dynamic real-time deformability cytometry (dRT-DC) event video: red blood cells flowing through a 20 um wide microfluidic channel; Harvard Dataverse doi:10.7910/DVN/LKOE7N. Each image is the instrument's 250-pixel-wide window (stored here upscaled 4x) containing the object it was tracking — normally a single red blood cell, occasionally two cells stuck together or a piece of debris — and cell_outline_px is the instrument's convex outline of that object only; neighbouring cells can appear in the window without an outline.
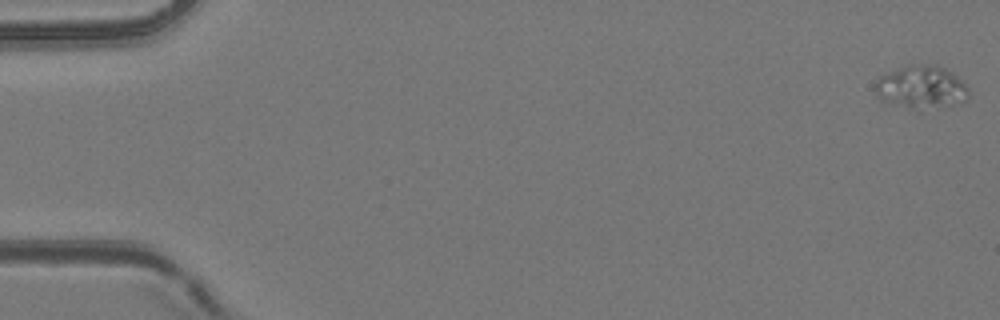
{"species": "common noctule bat (a hibernating species)", "species_latin": "Nyctalus noctula", "temperature_condition": "room temperature", "stored_images_in_passage": 29, "camera_frame_rate_fps": 3000, "um_per_image_px": 0.085, "animal": {"sex": "female", "body_mass_g": 24.6, "forearm_length_mm": 56.2}, "frame": {"image": 1, "passage_image": 1, "time_ms": 0.0, "image_size_px": [1000, 320], "cell_outline_px": [[968, 100], [952, 104], [912, 108], [888, 104], [880, 100], [876, 96], [876, 80], [880, 76], [888, 72], [908, 64], [936, 64], [952, 72], [968, 88]], "centroid_in_image_um": [78.26, 7.37], "position_along_channel_um": 6.7, "area_um2": 23.12}}
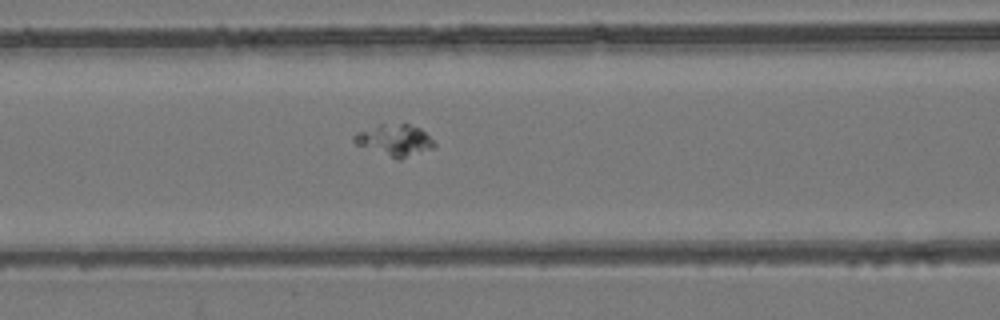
{"frame": {"image": 2, "passage_image": 25, "time_ms": 8.0, "image_size_px": [1000, 320], "cell_outline_px": [[436, 144], [432, 148], [400, 160], [356, 144], [352, 140], [352, 136], [356, 132], [380, 124], [408, 124], [420, 128]], "centroid_in_image_um": [33.52, 11.9], "position_along_channel_um": 133.1, "area_um2": 14.45}}
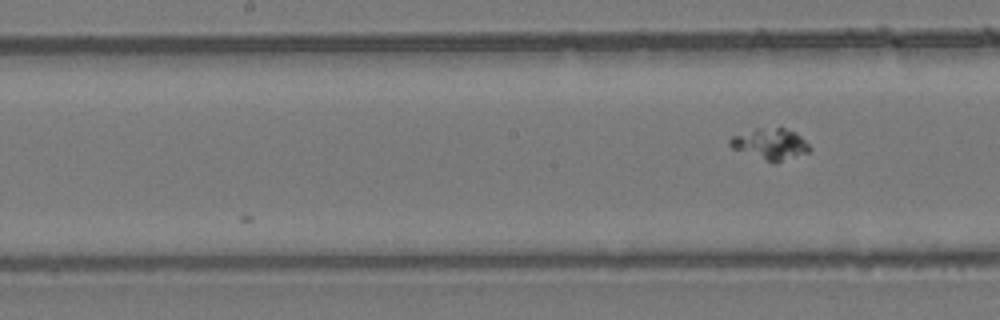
{"frame": {"image": 3, "passage_image": 29, "time_ms": 9.333, "image_size_px": [1000, 320], "cell_outline_px": [[812, 148], [808, 152], [776, 164], [772, 164], [732, 148], [728, 144], [728, 140], [732, 136], [756, 128], [784, 128], [796, 132]], "centroid_in_image_um": [65.47, 12.26], "position_along_channel_um": 182.7, "area_um2": 14.68}}